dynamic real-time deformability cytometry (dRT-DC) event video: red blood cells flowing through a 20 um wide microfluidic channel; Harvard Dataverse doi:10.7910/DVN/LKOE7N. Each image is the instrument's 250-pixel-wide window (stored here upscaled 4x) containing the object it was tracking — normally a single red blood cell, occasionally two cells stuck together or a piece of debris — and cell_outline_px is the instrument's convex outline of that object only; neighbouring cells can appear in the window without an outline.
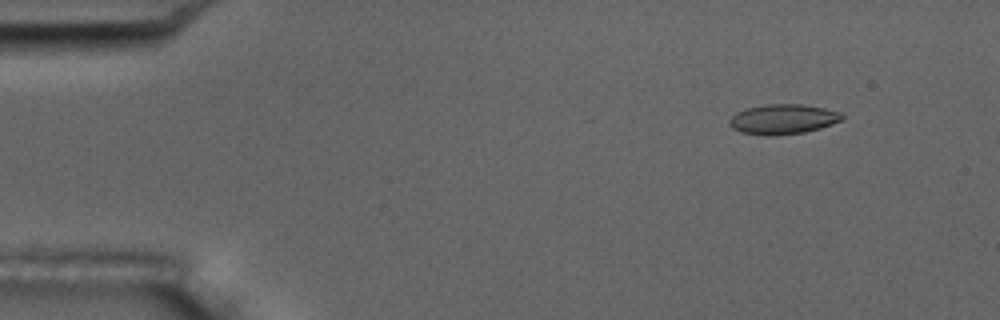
{"species": "common noctule bat (a hibernating species)", "species_latin": "Nyctalus noctula", "temperature_condition": "room temperature", "stored_images_in_passage": 3, "camera_frame_rate_fps": 3000, "um_per_image_px": 0.085, "animal": {"sex": "male", "body_mass_g": 17.5, "forearm_length_mm": 52.3}, "frame": {"image": 1, "passage_image": 1, "time_ms": 0.0, "image_size_px": [1000, 320], "cell_outline_px": [[844, 120], [820, 128], [804, 132], [772, 136], [768, 136], [740, 132], [732, 128], [728, 124], [728, 120], [736, 112], [744, 108], [768, 104], [800, 104], [824, 108], [840, 112], [844, 116]], "centroid_in_image_um": [66.53, 10.13], "position_along_channel_um": 18.5, "area_um2": 19.83}}